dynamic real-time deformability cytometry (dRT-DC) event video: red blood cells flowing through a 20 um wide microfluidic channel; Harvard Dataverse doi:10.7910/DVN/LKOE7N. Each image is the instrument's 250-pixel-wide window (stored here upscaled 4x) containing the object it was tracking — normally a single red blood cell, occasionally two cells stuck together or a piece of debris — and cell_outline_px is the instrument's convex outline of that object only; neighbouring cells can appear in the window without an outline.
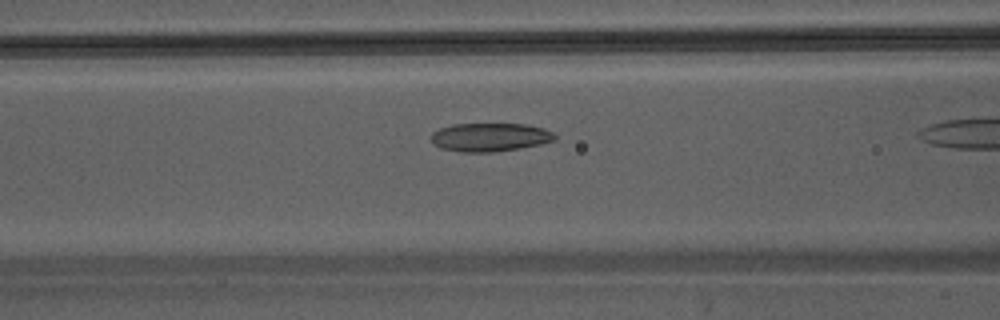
{"species": "Egyptian fruit bat (a non-hibernating species)", "species_latin": "Rousettus aegyptiacus", "temperature_condition": "warm", "stored_images_in_passage": 8, "camera_frame_rate_fps": 3000, "um_per_image_px": 0.085, "animal": {"sex": "male"}, "frame": {"image": 1, "passage_image": 6, "time_ms": 1.667, "image_size_px": [1000, 320], "cell_outline_px": [[556, 140], [540, 144], [520, 148], [496, 152], [460, 152], [440, 148], [432, 144], [432, 132], [440, 128], [452, 124], [524, 124], [544, 128], [552, 132], [556, 136]], "centroid_in_image_um": [41.63, 11.67], "position_along_channel_um": 125.0, "area_um2": 20.63}}